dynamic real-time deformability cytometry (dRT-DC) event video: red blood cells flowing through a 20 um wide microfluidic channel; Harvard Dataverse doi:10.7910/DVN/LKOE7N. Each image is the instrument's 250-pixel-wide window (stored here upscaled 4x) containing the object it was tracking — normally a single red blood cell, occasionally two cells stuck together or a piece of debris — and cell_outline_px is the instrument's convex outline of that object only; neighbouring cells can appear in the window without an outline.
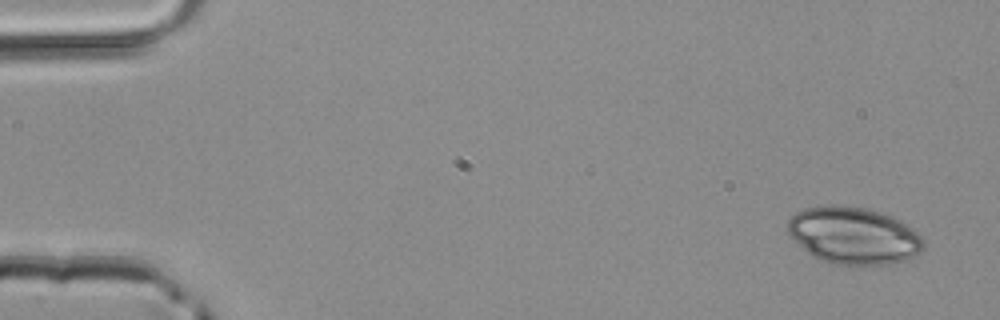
{"species": "common noctule bat (a hibernating species)", "species_latin": "Nyctalus noctula", "temperature_condition": "room temperature", "stored_images_in_passage": 5, "camera_frame_rate_fps": 3000, "um_per_image_px": 0.085, "animal": {"sex": "male", "body_mass_g": 20.4}, "frame": {"image": 1, "passage_image": 1, "time_ms": 0.0, "image_size_px": [1000, 320], "cell_outline_px": [[924, 248], [916, 256], [892, 264], [832, 264], [820, 260], [812, 256], [788, 232], [788, 220], [796, 212], [804, 208], [828, 204], [832, 204], [864, 208], [880, 212], [892, 216], [908, 224], [924, 240]], "centroid_in_image_um": [72.58, 20.01], "position_along_channel_um": 12.4, "area_um2": 45.08}}